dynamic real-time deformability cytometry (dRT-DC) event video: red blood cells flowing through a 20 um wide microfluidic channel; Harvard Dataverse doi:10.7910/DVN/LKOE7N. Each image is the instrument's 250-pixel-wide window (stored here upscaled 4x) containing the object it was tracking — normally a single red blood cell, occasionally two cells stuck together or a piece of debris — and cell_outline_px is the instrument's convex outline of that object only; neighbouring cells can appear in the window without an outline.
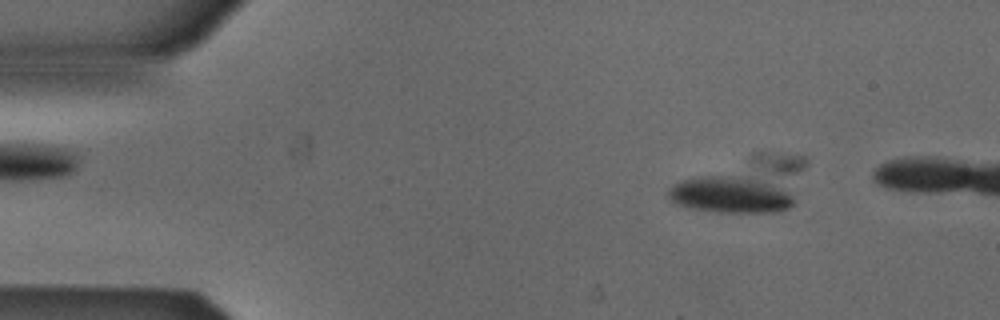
{"species": "Egyptian fruit bat (a non-hibernating species)", "species_latin": "Rousettus aegyptiacus", "temperature_condition": "cold", "stored_images_in_passage": 3, "camera_frame_rate_fps": 3000, "um_per_image_px": 0.085, "animal": {"sex": "male"}, "frame": {"image": 1, "passage_image": 1, "time_ms": 0.0, "image_size_px": [1000, 320], "cell_outline_px": [[808, 164], [792, 204], [788, 208], [772, 212], [720, 212], [688, 208], [676, 204], [668, 196], [668, 188], [672, 184], [680, 180], [756, 152], [764, 152], [808, 156]], "centroid_in_image_um": [63.22, 15.69], "position_along_channel_um": 21.8, "area_um2": 44.33}}